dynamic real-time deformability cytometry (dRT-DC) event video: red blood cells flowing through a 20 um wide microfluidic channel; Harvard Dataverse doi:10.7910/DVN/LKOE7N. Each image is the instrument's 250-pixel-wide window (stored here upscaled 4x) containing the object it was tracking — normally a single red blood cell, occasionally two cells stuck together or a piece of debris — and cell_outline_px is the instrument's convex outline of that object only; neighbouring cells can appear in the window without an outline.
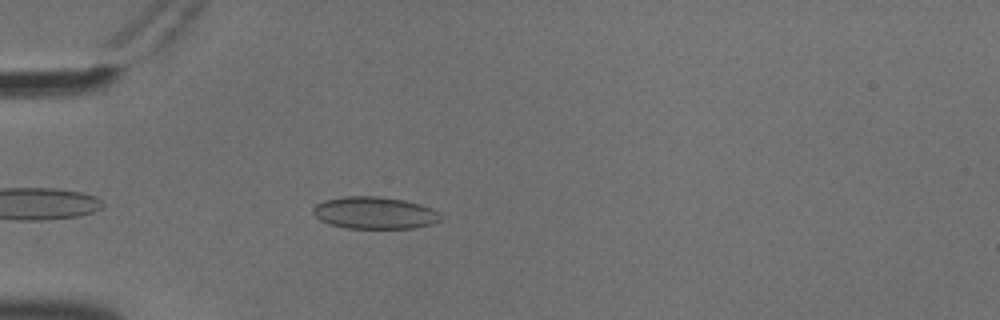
{"species": "common noctule bat (a hibernating species)", "species_latin": "Nyctalus noctula", "temperature_condition": "cold", "stored_images_in_passage": 43, "camera_frame_rate_fps": 3000, "um_per_image_px": 0.085, "animal": {"sex": "male", "body_mass_g": 18.8}, "frame": {"image": 1, "passage_image": 4, "time_ms": 1.0, "image_size_px": [1000, 320], "cell_outline_px": [[444, 216], [440, 220], [432, 224], [412, 228], [344, 228], [320, 220], [312, 212], [312, 208], [316, 204], [324, 200], [344, 196], [380, 196], [404, 200], [420, 204], [432, 208], [440, 212]], "centroid_in_image_um": [31.87, 18.08], "position_along_channel_um": 53.1, "area_um2": 24.04}}
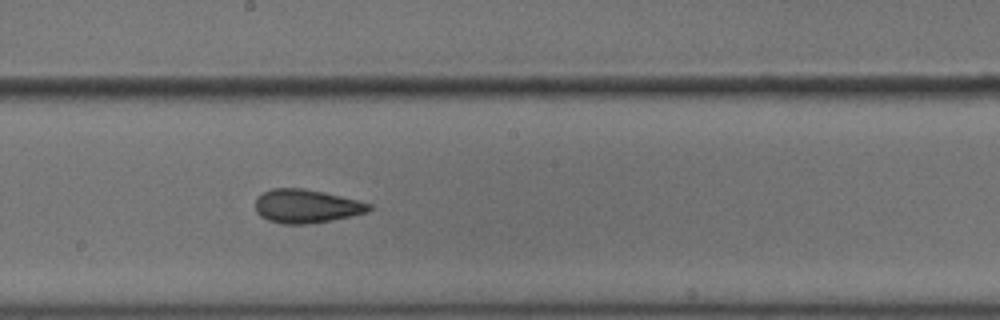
{"frame": {"image": 2, "passage_image": 19, "time_ms": 6.0, "image_size_px": [1000, 320], "cell_outline_px": [[372, 208], [368, 212], [352, 216], [332, 220], [308, 224], [284, 224], [268, 220], [260, 216], [256, 212], [256, 196], [272, 188], [300, 188], [340, 196], [372, 204]], "centroid_in_image_um": [26.02, 17.54], "position_along_channel_um": 222.2, "area_um2": 22.14}}
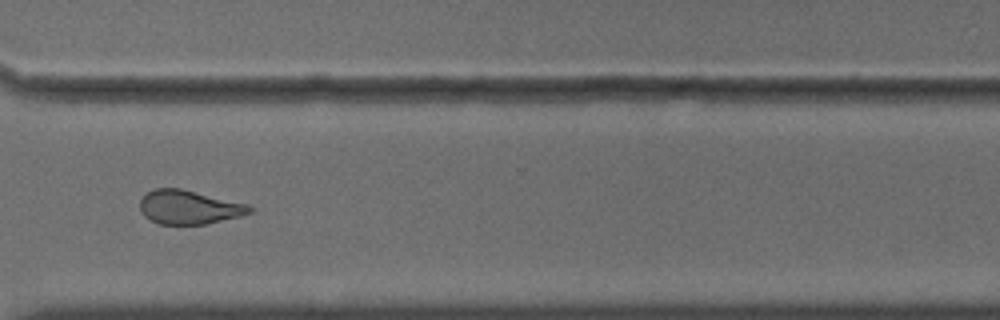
{"frame": {"image": 3, "passage_image": 30, "time_ms": 9.667, "image_size_px": [1000, 320], "cell_outline_px": [[252, 212], [240, 216], [204, 224], [160, 224], [148, 220], [140, 212], [140, 200], [148, 192], [156, 188], [180, 188], [248, 204], [252, 208]], "centroid_in_image_um": [16.03, 17.61], "position_along_channel_um": 354.6, "area_um2": 21.56}, "authors_computed_cell_mechanics": {"area_um2": 22.253, "velocity_mm_per_s": 3.6167, "shape_relaxation_time_tau1_ms": null, "shape_relaxation_time_tau2_ms": 3.2811, "deformation_change_tau1": null, "deformation_change_tau2": 0.0585}}